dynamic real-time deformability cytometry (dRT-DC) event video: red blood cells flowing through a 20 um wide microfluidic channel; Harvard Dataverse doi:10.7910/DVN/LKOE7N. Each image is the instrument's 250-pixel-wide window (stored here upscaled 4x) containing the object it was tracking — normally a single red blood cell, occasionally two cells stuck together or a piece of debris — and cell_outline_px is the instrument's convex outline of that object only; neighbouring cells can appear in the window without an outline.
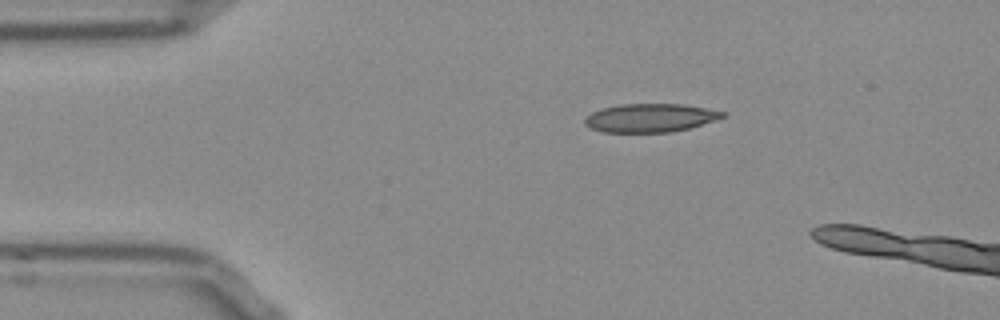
{"species": "Egyptian fruit bat (a non-hibernating species)", "species_latin": "Rousettus aegyptiacus", "temperature_condition": "room temperature", "stored_images_in_passage": 6, "camera_frame_rate_fps": 3000, "um_per_image_px": 0.085, "frame": {"image": 1, "passage_image": 1, "time_ms": 0.0, "image_size_px": [1000, 320], "cell_outline_px": [[728, 116], [716, 120], [688, 128], [672, 132], [604, 132], [592, 128], [584, 124], [584, 120], [592, 112], [604, 108], [624, 104], [684, 104], [728, 112]], "centroid_in_image_um": [55.34, 10.02], "position_along_channel_um": 29.7, "area_um2": 22.77}}